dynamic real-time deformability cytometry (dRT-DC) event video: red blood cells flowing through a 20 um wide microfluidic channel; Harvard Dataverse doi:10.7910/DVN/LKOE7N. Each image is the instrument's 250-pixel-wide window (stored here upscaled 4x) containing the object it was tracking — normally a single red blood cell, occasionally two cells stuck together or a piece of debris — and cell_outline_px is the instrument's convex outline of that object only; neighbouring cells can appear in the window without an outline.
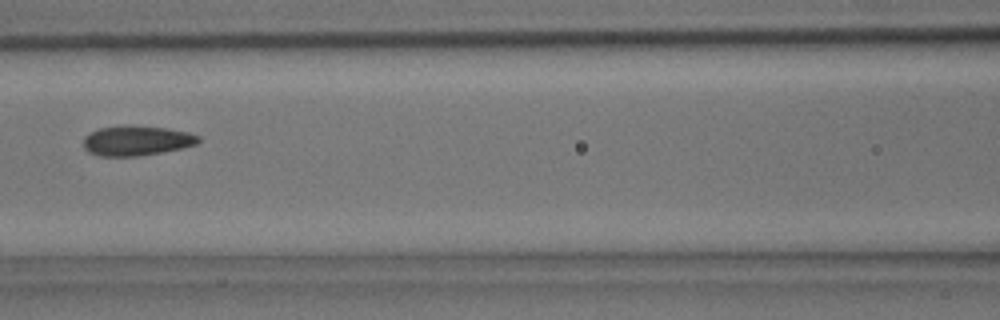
{"species": "common noctule bat (a hibernating species)", "species_latin": "Nyctalus noctula", "temperature_condition": "room temperature", "stored_images_in_passage": 5, "camera_frame_rate_fps": 3000, "um_per_image_px": 0.085, "animal": {"sex": "male", "body_mass_g": 15.6}, "frame": {"image": 1, "passage_image": 4, "time_ms": 1.0, "image_size_px": [1000, 320], "cell_outline_px": [[200, 140], [196, 144], [180, 148], [140, 156], [100, 156], [88, 152], [84, 148], [84, 136], [100, 128], [168, 128], [188, 132], [200, 136]], "centroid_in_image_um": [11.62, 12.0], "position_along_channel_um": 155.0, "area_um2": 19.13}}